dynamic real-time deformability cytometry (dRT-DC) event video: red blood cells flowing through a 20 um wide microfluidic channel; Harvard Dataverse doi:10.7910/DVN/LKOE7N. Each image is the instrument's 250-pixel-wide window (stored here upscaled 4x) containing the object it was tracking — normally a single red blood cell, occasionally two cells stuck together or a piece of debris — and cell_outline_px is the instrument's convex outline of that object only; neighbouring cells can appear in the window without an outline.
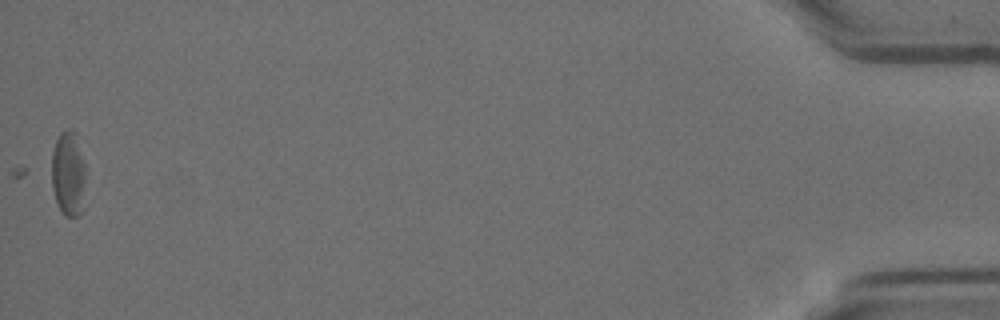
{"species": "Egyptian fruit bat (a non-hibernating species)", "species_latin": "Rousettus aegyptiacus", "temperature_condition": "room temperature", "stored_images_in_passage": 38, "camera_frame_rate_fps": 3000, "um_per_image_px": 0.085, "animal": {"sex": "female"}, "frame": {"image": 1, "passage_image": 38, "time_ms": 12.333, "image_size_px": [1000, 320], "cell_outline_px": [[84, 208], [80, 216], [64, 216], [56, 200], [52, 188], [52, 152], [56, 140], [60, 132], [68, 128], [72, 128], [76, 132], [84, 164]], "centroid_in_image_um": [5.81, 14.76], "position_along_channel_um": 429.4, "area_um2": 17.05}}